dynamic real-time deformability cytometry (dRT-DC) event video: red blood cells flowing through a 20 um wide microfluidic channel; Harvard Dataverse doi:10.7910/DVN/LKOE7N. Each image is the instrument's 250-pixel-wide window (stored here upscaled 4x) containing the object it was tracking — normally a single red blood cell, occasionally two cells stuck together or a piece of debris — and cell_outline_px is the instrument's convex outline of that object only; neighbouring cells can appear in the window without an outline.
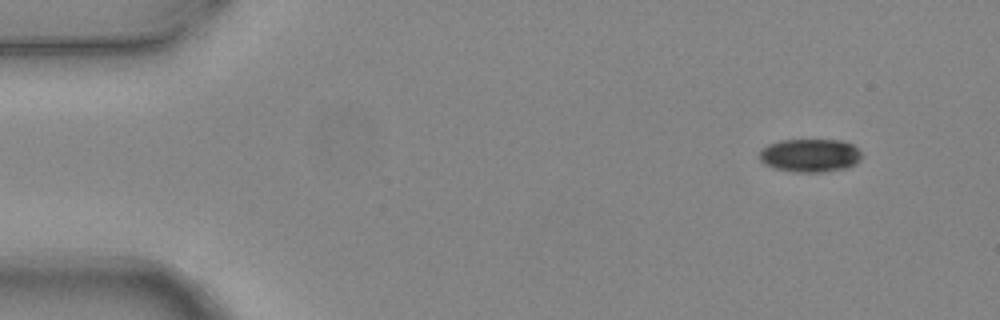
{"species": "common noctule bat (a hibernating species)", "species_latin": "Nyctalus noctula", "temperature_condition": "warm", "stored_images_in_passage": 4, "camera_frame_rate_fps": 3000, "um_per_image_px": 0.085, "animal": {"sex": "female", "body_mass_g": 24.6, "forearm_length_mm": 56.2}, "frame": {"image": 1, "passage_image": 1, "time_ms": 0.0, "image_size_px": [1000, 320], "cell_outline_px": [[860, 160], [844, 168], [820, 172], [796, 172], [776, 168], [764, 164], [760, 160], [760, 152], [768, 144], [780, 140], [840, 140], [852, 144], [860, 152]], "centroid_in_image_um": [68.82, 13.2], "position_along_channel_um": 16.2, "area_um2": 19.48}}
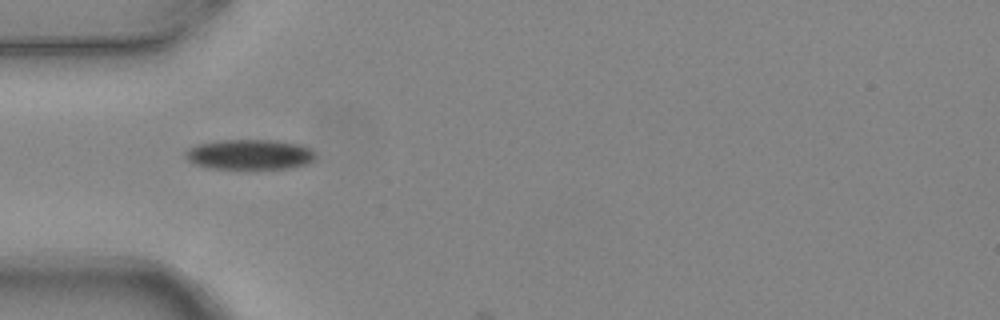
{"frame": {"image": 2, "passage_image": 4, "time_ms": 1.0, "image_size_px": [1000, 320], "cell_outline_px": [[316, 160], [308, 164], [292, 168], [208, 168], [196, 164], [188, 160], [184, 156], [184, 152], [188, 148], [196, 144], [220, 140], [276, 140], [300, 144], [316, 152]], "centroid_in_image_um": [21.25, 13.12], "position_along_channel_um": 63.8, "area_um2": 23.06}}